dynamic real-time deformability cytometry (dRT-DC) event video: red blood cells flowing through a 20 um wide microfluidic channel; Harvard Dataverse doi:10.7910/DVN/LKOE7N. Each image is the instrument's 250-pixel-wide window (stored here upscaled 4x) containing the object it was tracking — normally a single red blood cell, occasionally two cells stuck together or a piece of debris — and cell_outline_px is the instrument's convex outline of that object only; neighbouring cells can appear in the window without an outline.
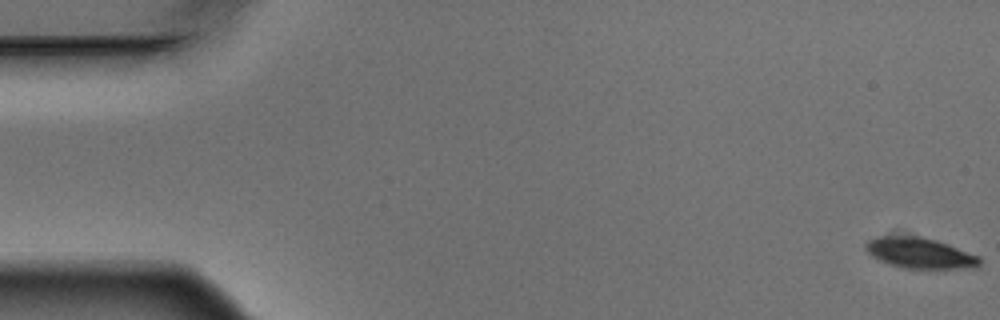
{"species": "Egyptian fruit bat (a non-hibernating species)", "species_latin": "Rousettus aegyptiacus", "temperature_condition": "warm", "stored_images_in_passage": 8, "camera_frame_rate_fps": 3000, "um_per_image_px": 0.085, "animal": {"sex": "male"}, "frame": {"image": 1, "passage_image": 1, "time_ms": 0.0, "image_size_px": [1000, 320], "cell_outline_px": [[980, 264], [976, 268], [904, 268], [888, 264], [872, 256], [864, 248], [864, 244], [868, 240], [876, 236], [920, 236], [936, 240], [948, 244], [980, 256]], "centroid_in_image_um": [78.18, 21.5], "position_along_channel_um": 6.8, "area_um2": 20.4}}
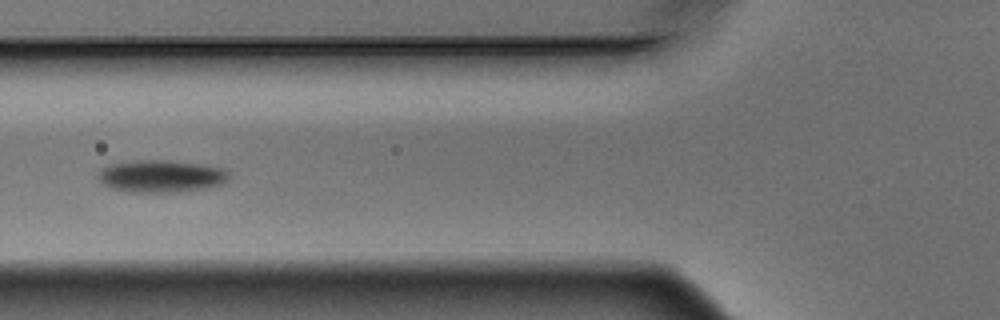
{"frame": {"image": 2, "passage_image": 7, "time_ms": 2.0, "image_size_px": [1000, 320], "cell_outline_px": [[228, 180], [224, 184], [208, 188], [188, 192], [132, 192], [112, 188], [104, 184], [96, 176], [100, 168], [108, 164], [136, 160], [172, 160], [208, 164], [220, 168], [228, 172]], "centroid_in_image_um": [13.72, 14.97], "position_along_channel_um": 112.1, "area_um2": 25.2}}
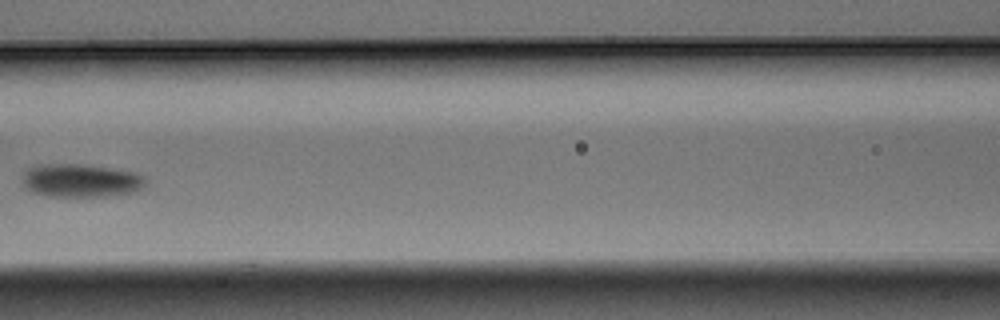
{"frame": {"image": 3, "passage_image": 8, "time_ms": 2.333, "image_size_px": [1000, 320], "cell_outline_px": [[144, 184], [140, 188], [132, 192], [104, 196], [48, 196], [28, 192], [20, 180], [24, 168], [36, 164], [80, 164], [136, 172], [144, 176]], "centroid_in_image_um": [6.73, 15.33], "position_along_channel_um": 159.9, "area_um2": 24.1}}